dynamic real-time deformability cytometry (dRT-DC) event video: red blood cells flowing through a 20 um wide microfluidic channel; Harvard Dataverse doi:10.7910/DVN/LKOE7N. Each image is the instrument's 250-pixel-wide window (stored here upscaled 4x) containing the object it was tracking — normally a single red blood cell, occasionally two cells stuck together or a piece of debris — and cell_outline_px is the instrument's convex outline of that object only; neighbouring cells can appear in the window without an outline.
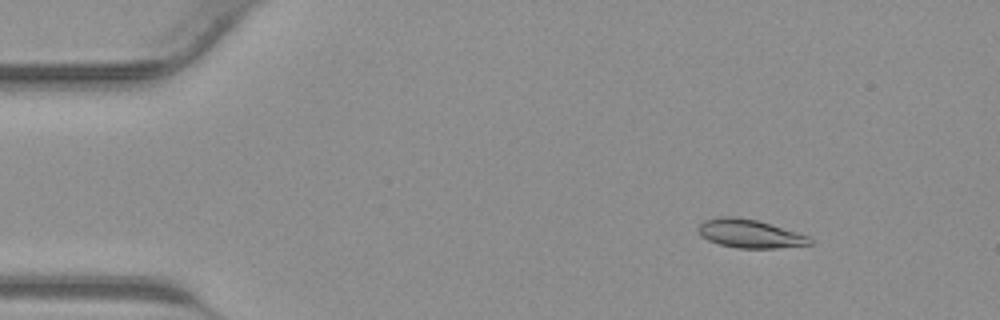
{"species": "common noctule bat (a hibernating species)", "species_latin": "Nyctalus noctula", "temperature_condition": "warm", "stored_images_in_passage": 42, "camera_frame_rate_fps": 3000, "um_per_image_px": 0.085, "animal": {"sex": "male", "body_mass_g": 23.1, "forearm_length_mm": 52.7}, "frame": {"image": 1, "passage_image": 5, "time_ms": 1.333, "image_size_px": [1000, 320], "cell_outline_px": [[812, 244], [776, 248], [736, 248], [720, 244], [708, 240], [700, 236], [696, 228], [704, 220], [720, 216], [732, 216], [756, 220], [796, 232], [808, 236], [812, 240]], "centroid_in_image_um": [63.68, 19.86], "position_along_channel_um": 21.3, "area_um2": 18.38}}
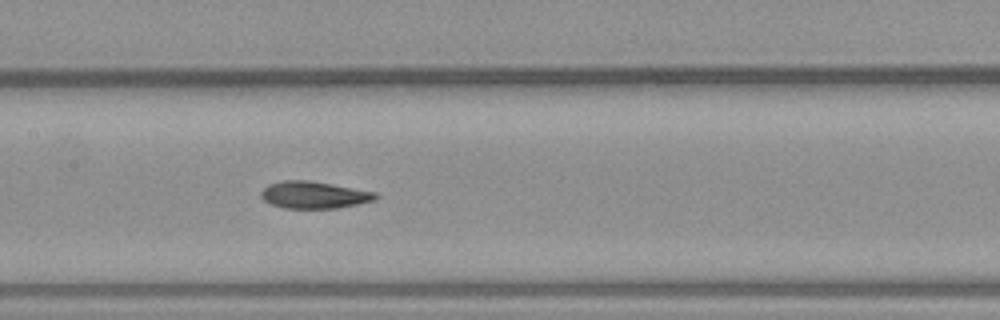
{"frame": {"image": 2, "passage_image": 20, "time_ms": 6.333, "image_size_px": [1000, 320], "cell_outline_px": [[380, 196], [376, 200], [336, 208], [284, 208], [272, 204], [264, 200], [260, 196], [260, 192], [268, 184], [284, 180], [308, 180], [332, 184], [376, 192]], "centroid_in_image_um": [26.69, 16.56], "position_along_channel_um": 180.7, "area_um2": 18.03}}
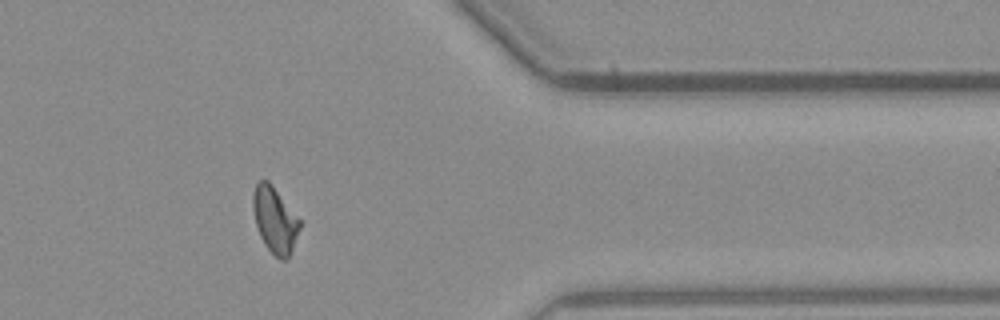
{"frame": {"image": 3, "passage_image": 34, "time_ms": 11.0, "image_size_px": [1000, 320], "cell_outline_px": [[300, 228], [288, 260], [280, 260], [264, 244], [260, 236], [256, 224], [252, 208], [252, 192], [256, 180], [268, 180], [272, 184], [300, 220]], "centroid_in_image_um": [23.33, 18.66], "position_along_channel_um": 388.1, "area_um2": 18.03}}